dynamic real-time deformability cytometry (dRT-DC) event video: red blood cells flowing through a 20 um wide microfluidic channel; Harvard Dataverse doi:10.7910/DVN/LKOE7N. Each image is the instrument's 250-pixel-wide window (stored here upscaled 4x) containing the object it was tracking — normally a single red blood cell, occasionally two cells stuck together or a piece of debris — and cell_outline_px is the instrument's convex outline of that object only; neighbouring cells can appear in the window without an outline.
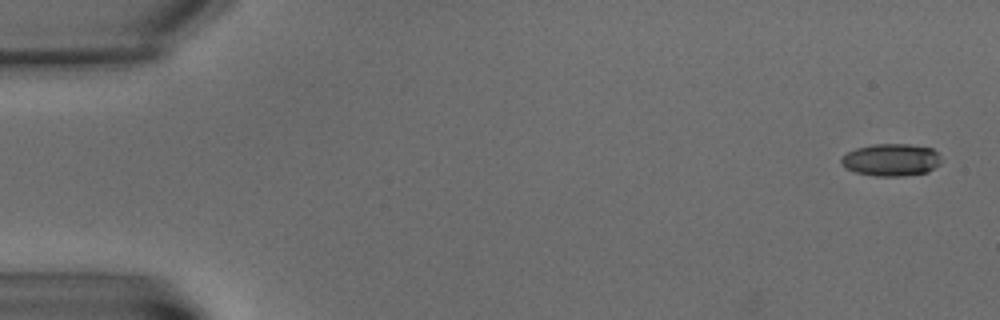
{"species": "common noctule bat (a hibernating species)", "species_latin": "Nyctalus noctula", "temperature_condition": "warm", "stored_images_in_passage": 5, "camera_frame_rate_fps": 3000, "um_per_image_px": 0.085, "animal": {"sex": "male", "body_mass_g": 15.6}, "frame": {"image": 1, "passage_image": 1, "time_ms": 0.0, "image_size_px": [1000, 320], "cell_outline_px": [[940, 164], [928, 172], [904, 176], [876, 176], [856, 172], [844, 168], [840, 164], [840, 160], [848, 152], [856, 148], [872, 144], [908, 144], [932, 148], [936, 152], [940, 160]], "centroid_in_image_um": [75.73, 13.59], "position_along_channel_um": 9.3, "area_um2": 18.84}}